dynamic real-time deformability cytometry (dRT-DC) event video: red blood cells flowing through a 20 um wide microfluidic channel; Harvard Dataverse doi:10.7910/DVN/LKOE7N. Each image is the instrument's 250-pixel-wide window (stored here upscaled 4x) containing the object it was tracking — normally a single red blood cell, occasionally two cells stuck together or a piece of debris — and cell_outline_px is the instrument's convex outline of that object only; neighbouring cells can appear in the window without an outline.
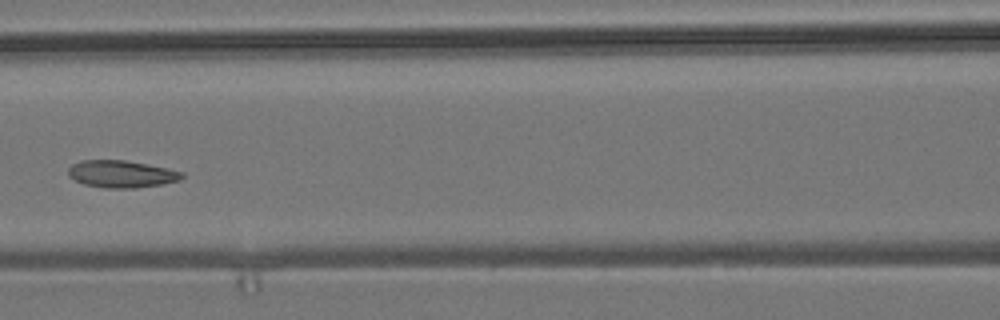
{"species": "common noctule bat (a hibernating species)", "species_latin": "Nyctalus noctula", "temperature_condition": "room temperature", "stored_images_in_passage": 11, "camera_frame_rate_fps": 3000, "um_per_image_px": 0.085, "animal": {"sex": "male", "body_mass_g": 19.2, "forearm_length_mm": 51.8}, "frame": {"image": 1, "passage_image": 8, "time_ms": 2.333, "image_size_px": [1000, 320], "cell_outline_px": [[184, 176], [180, 180], [160, 184], [136, 188], [104, 188], [84, 184], [68, 176], [68, 168], [72, 164], [80, 160], [124, 160], [148, 164], [168, 168], [184, 172]], "centroid_in_image_um": [10.32, 14.78], "position_along_channel_um": 156.3, "area_um2": 18.09}}
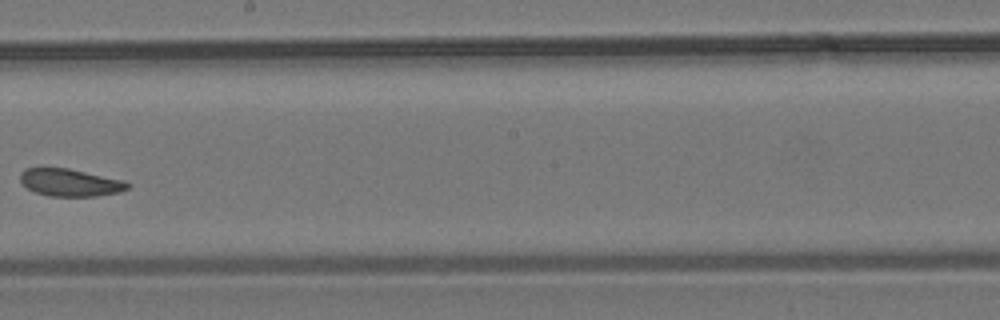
{"frame": {"image": 2, "passage_image": 10, "time_ms": 3.0, "image_size_px": [1000, 320], "cell_outline_px": [[132, 184], [128, 188], [120, 192], [96, 196], [48, 196], [36, 192], [28, 188], [20, 180], [20, 172], [24, 168], [68, 168], [124, 180]], "centroid_in_image_um": [5.98, 15.51], "position_along_channel_um": 242.2, "area_um2": 17.17}}
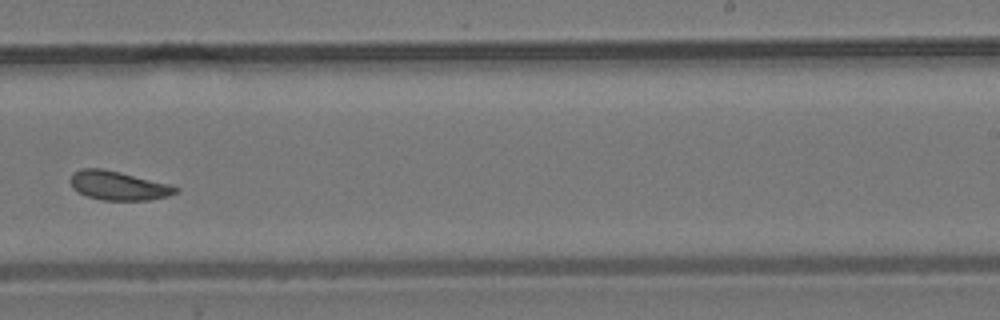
{"frame": {"image": 3, "passage_image": 11, "time_ms": 3.333, "image_size_px": [1000, 320], "cell_outline_px": [[180, 188], [176, 192], [168, 196], [148, 200], [100, 200], [76, 192], [72, 188], [72, 172], [80, 168], [100, 168], [120, 172], [168, 184]], "centroid_in_image_um": [10.03, 15.78], "position_along_channel_um": 279.0, "area_um2": 17.63}}